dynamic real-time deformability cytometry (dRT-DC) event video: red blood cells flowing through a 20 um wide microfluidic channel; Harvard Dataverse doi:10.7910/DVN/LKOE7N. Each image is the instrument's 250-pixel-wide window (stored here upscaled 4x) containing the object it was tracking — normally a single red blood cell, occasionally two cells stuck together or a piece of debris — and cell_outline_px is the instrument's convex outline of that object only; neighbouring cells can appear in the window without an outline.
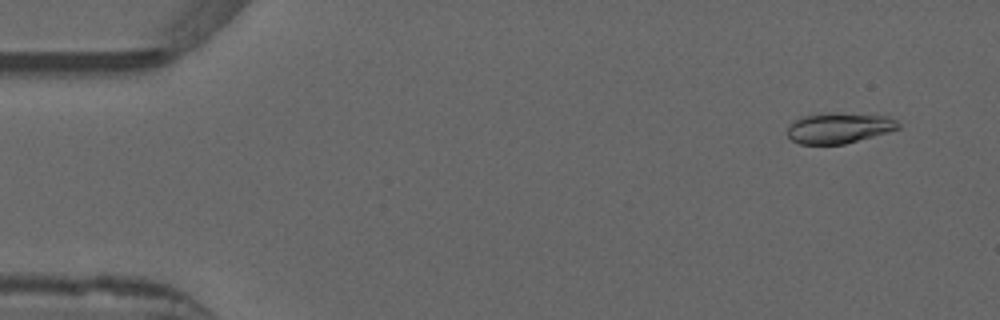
{"species": "common noctule bat (a hibernating species)", "species_latin": "Nyctalus noctula", "temperature_condition": "warm", "stored_images_in_passage": 47, "camera_frame_rate_fps": 3000, "um_per_image_px": 0.085, "animal": {"sex": "male", "forearm_length_mm": 52.5}, "frame": {"image": 1, "passage_image": 4, "time_ms": 1.0, "image_size_px": [1000, 320], "cell_outline_px": [[900, 128], [888, 132], [844, 144], [800, 144], [792, 140], [788, 136], [788, 128], [792, 120], [800, 116], [820, 112], [836, 112], [888, 116], [896, 120], [900, 124]], "centroid_in_image_um": [71.28, 10.85], "position_along_channel_um": 13.7, "area_um2": 20.11}}
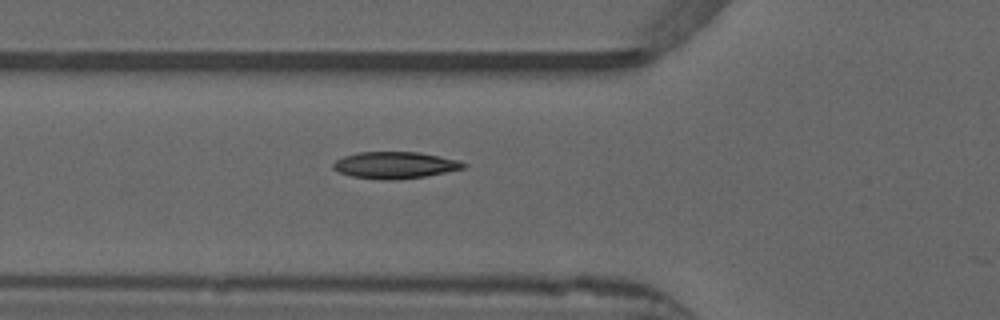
{"frame": {"image": 2, "passage_image": 19, "time_ms": 6.0, "image_size_px": [1000, 320], "cell_outline_px": [[468, 164], [464, 168], [424, 176], [396, 180], [384, 180], [352, 176], [340, 172], [332, 168], [332, 164], [336, 160], [344, 156], [356, 152], [420, 152], [460, 160]], "centroid_in_image_um": [33.58, 14.03], "position_along_channel_um": 92.2, "area_um2": 20.29}}
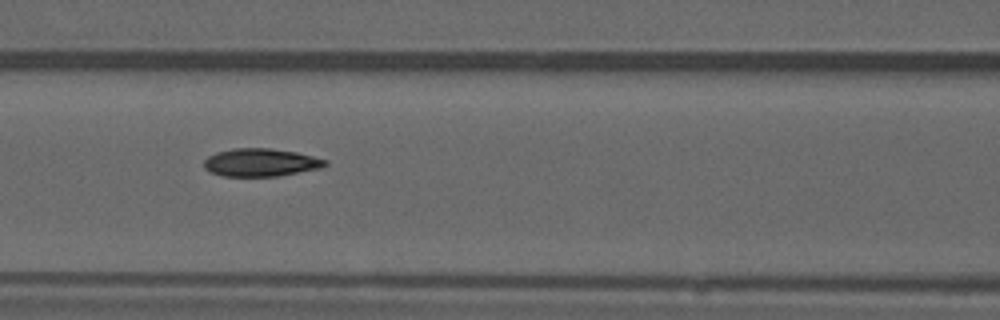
{"frame": {"image": 3, "passage_image": 23, "time_ms": 7.333, "image_size_px": [1000, 320], "cell_outline_px": [[328, 164], [320, 168], [276, 176], [224, 176], [212, 172], [204, 168], [204, 160], [208, 156], [216, 152], [232, 148], [268, 148], [296, 152], [328, 160]], "centroid_in_image_um": [22.15, 13.8], "position_along_channel_um": 144.5, "area_um2": 19.59}, "authors_computed_cell_mechanics": {"area_um2": 19.7098, "velocity_mm_per_s": 3.8764, "shape_relaxation_time_tau1_ms": 6.706, "shape_relaxation_time_tau2_ms": 4.4558, "deformation_change_tau1": 0.1622, "deformation_change_tau2": 0.0897}}